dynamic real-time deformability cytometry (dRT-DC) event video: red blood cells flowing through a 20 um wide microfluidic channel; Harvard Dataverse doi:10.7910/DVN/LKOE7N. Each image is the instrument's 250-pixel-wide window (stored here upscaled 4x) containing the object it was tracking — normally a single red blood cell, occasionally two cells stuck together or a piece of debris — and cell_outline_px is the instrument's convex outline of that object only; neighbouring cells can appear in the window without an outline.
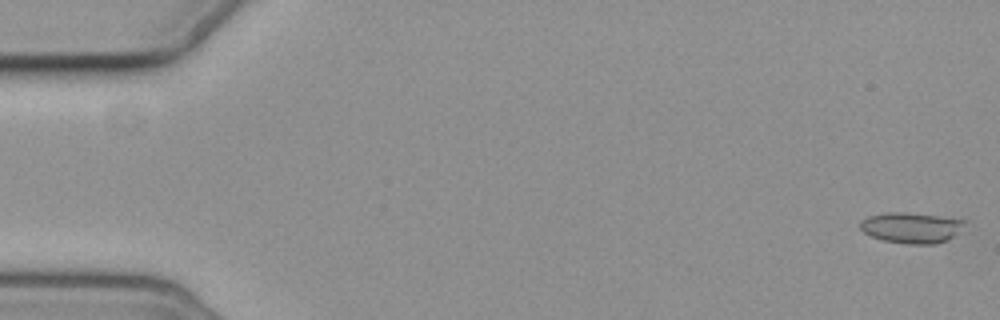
{"species": "common noctule bat (a hibernating species)", "species_latin": "Nyctalus noctula", "temperature_condition": "cold", "stored_images_in_passage": 6, "camera_frame_rate_fps": 3000, "um_per_image_px": 0.085, "animal": {"sex": "female", "body_mass_g": 19.3, "forearm_length_mm": 54.1}, "frame": {"image": 1, "passage_image": 1, "time_ms": 0.0, "image_size_px": [1000, 320], "cell_outline_px": [[968, 220], [952, 236], [936, 244], [908, 244], [884, 240], [872, 236], [864, 232], [860, 228], [860, 224], [868, 216], [888, 212], [900, 212], [936, 216]], "centroid_in_image_um": [77.44, 19.35], "position_along_channel_um": 7.6, "area_um2": 18.15}}
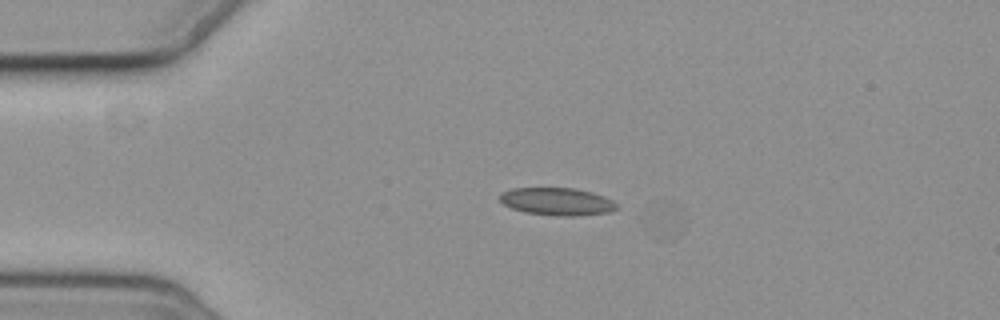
{"frame": {"image": 2, "passage_image": 4, "time_ms": 4.333, "image_size_px": [1000, 320], "cell_outline_px": [[616, 208], [608, 212], [572, 216], [556, 216], [524, 212], [512, 208], [504, 204], [500, 200], [500, 196], [504, 192], [512, 188], [576, 188], [592, 192], [604, 196], [612, 200], [616, 204]], "centroid_in_image_um": [47.34, 17.12], "position_along_channel_um": 37.7, "area_um2": 18.61}}